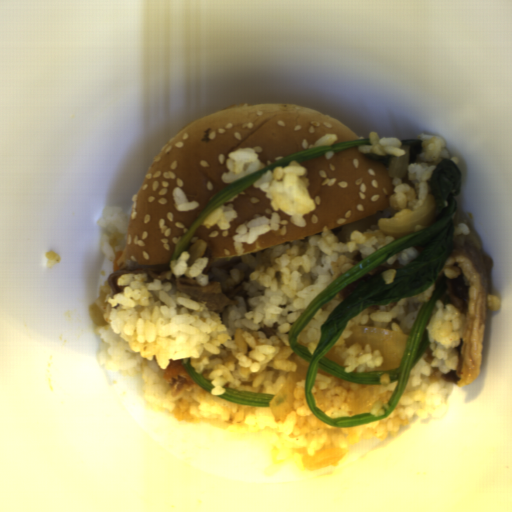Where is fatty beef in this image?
Returning <instances> with one entry per match:
<instances>
[{"instance_id": "obj_5", "label": "fatty beef", "mask_w": 512, "mask_h": 512, "mask_svg": "<svg viewBox=\"0 0 512 512\" xmlns=\"http://www.w3.org/2000/svg\"><path fill=\"white\" fill-rule=\"evenodd\" d=\"M280 325L281 324L277 321V322H274L272 327H268V326L264 325L259 330H260V332H263L265 334L266 339H269L271 336H275L277 334Z\"/></svg>"}, {"instance_id": "obj_4", "label": "fatty beef", "mask_w": 512, "mask_h": 512, "mask_svg": "<svg viewBox=\"0 0 512 512\" xmlns=\"http://www.w3.org/2000/svg\"><path fill=\"white\" fill-rule=\"evenodd\" d=\"M403 267V264L397 262H382L376 267L372 268L371 270L364 273L362 276L348 284L340 293V296L342 298V301L346 299L349 295H351L353 292L364 286L367 282H369L372 279H375L377 277L382 276V272L385 270H394L398 271Z\"/></svg>"}, {"instance_id": "obj_1", "label": "fatty beef", "mask_w": 512, "mask_h": 512, "mask_svg": "<svg viewBox=\"0 0 512 512\" xmlns=\"http://www.w3.org/2000/svg\"><path fill=\"white\" fill-rule=\"evenodd\" d=\"M463 222L468 225L470 234L453 235L458 223ZM450 241L453 248L438 276L444 285L438 298L444 306H455L460 313V341L455 347L457 365L448 373H441L438 367H432L428 382H451L463 387L472 384L480 373L488 312L487 296L492 295L491 268L494 263L491 255L482 247L470 214L456 209Z\"/></svg>"}, {"instance_id": "obj_2", "label": "fatty beef", "mask_w": 512, "mask_h": 512, "mask_svg": "<svg viewBox=\"0 0 512 512\" xmlns=\"http://www.w3.org/2000/svg\"><path fill=\"white\" fill-rule=\"evenodd\" d=\"M125 274H144L147 277L148 283L153 282L155 279H160L161 284H172L175 286L177 292L188 294L192 301L204 302L210 310L220 315L228 307L238 305V301L235 298L244 299L246 311H250L252 308L248 301L251 295L245 289L246 283L250 280L246 275L232 290L224 292L220 283L208 281L207 285L200 286L195 278L188 279L186 275L175 277L171 269L145 267L139 269H122L112 272L107 278V283L113 294L123 292L120 285L117 284V279Z\"/></svg>"}, {"instance_id": "obj_3", "label": "fatty beef", "mask_w": 512, "mask_h": 512, "mask_svg": "<svg viewBox=\"0 0 512 512\" xmlns=\"http://www.w3.org/2000/svg\"><path fill=\"white\" fill-rule=\"evenodd\" d=\"M182 361L170 359L169 365L163 369L162 378L168 384L170 395L174 398L198 385L191 378Z\"/></svg>"}]
</instances>
